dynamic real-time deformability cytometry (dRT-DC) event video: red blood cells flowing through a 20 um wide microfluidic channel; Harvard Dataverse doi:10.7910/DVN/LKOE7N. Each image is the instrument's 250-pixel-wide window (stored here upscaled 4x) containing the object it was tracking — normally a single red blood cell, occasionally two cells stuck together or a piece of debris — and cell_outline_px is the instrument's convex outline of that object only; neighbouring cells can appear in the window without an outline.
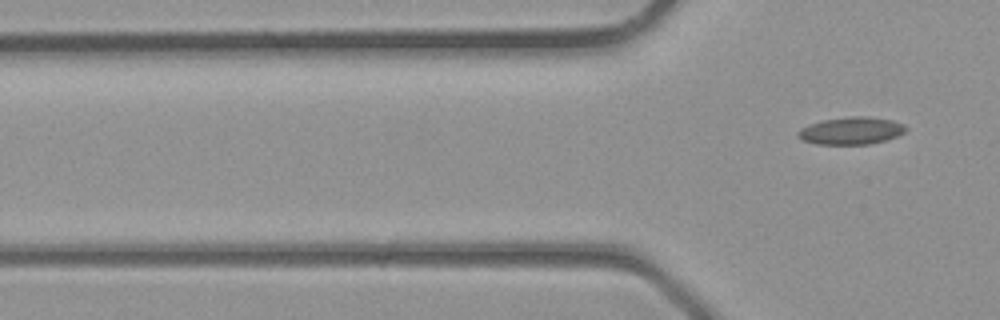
{"species": "common noctule bat (a hibernating species)", "species_latin": "Nyctalus noctula", "temperature_condition": "room temperature", "stored_images_in_passage": 7, "camera_frame_rate_fps": 3000, "um_per_image_px": 0.085, "animal": {"sex": "male", "body_mass_g": 23.1, "forearm_length_mm": 52.7}, "frame": {"image": 1, "passage_image": 7, "time_ms": 2.0, "image_size_px": [1000, 320], "cell_outline_px": [[908, 128], [904, 132], [888, 140], [868, 144], [816, 144], [804, 140], [796, 136], [796, 132], [800, 128], [808, 124], [824, 120], [848, 116], [868, 116], [892, 120], [904, 124]], "centroid_in_image_um": [72.35, 11.1], "position_along_channel_um": 53.5, "area_um2": 17.34}}